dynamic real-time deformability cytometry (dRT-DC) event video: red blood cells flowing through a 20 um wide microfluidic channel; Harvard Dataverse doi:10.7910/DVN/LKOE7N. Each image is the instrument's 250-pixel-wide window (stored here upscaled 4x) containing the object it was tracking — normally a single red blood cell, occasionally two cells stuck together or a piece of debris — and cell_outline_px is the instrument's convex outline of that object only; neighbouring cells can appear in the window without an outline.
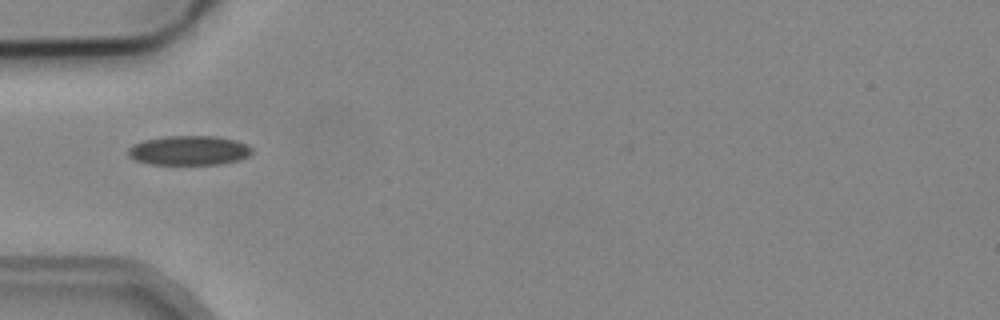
{"species": "common noctule bat (a hibernating species)", "species_latin": "Nyctalus noctula", "temperature_condition": "cold", "stored_images_in_passage": 3, "camera_frame_rate_fps": 3000, "um_per_image_px": 0.085, "animal": {"sex": "male", "body_mass_g": 19.2, "forearm_length_mm": 51.8}, "frame": {"image": 1, "passage_image": 1, "time_ms": 0.0, "image_size_px": [1000, 320], "cell_outline_px": [[252, 152], [248, 156], [240, 160], [220, 164], [148, 164], [136, 160], [128, 156], [128, 148], [132, 144], [144, 140], [164, 136], [216, 136], [236, 140], [248, 144], [252, 148]], "centroid_in_image_um": [16.07, 12.78], "position_along_channel_um": 68.9, "area_um2": 21.44}}